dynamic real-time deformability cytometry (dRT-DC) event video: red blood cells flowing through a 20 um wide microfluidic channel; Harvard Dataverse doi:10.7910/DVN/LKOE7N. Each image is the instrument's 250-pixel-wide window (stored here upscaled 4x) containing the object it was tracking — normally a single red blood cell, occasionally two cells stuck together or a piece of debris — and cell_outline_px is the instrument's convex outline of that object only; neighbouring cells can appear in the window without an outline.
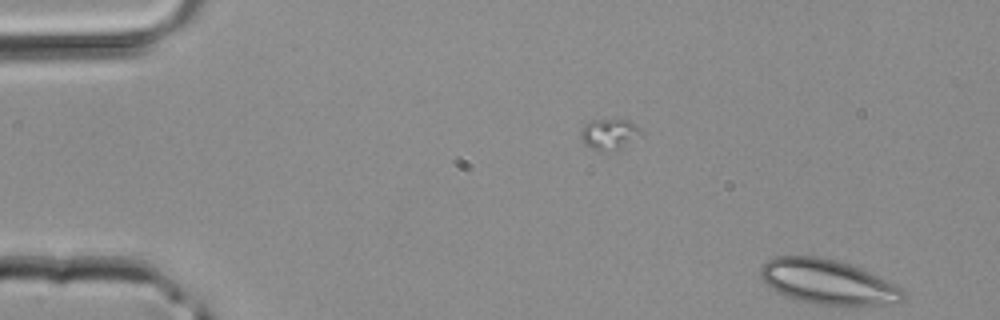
{"species": "common noctule bat (a hibernating species)", "species_latin": "Nyctalus noctula", "temperature_condition": "room temperature", "stored_images_in_passage": 3, "camera_frame_rate_fps": 3000, "um_per_image_px": 0.085, "animal": {"sex": "male", "body_mass_g": 20.4}, "frame": {"image": 1, "passage_image": 3, "time_ms": 0.667, "image_size_px": [1000, 320], "cell_outline_px": [[908, 292], [904, 300], [880, 304], [820, 304], [800, 300], [784, 296], [776, 292], [760, 276], [760, 268], [768, 260], [776, 256], [820, 256], [836, 260], [860, 268], [904, 288]], "centroid_in_image_um": [70.37, 23.94], "position_along_channel_um": 14.6, "area_um2": 36.7}}